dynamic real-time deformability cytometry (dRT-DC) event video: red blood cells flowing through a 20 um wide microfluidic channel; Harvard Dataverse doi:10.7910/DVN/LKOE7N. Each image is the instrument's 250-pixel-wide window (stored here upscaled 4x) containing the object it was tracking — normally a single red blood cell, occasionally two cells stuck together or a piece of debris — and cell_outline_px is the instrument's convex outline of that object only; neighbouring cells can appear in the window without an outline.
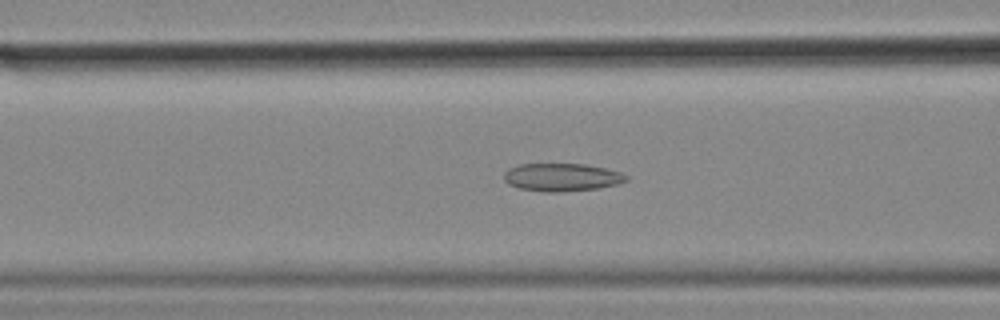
{"species": "common noctule bat (a hibernating species)", "species_latin": "Nyctalus noctula", "temperature_condition": "cold", "stored_images_in_passage": 55, "camera_frame_rate_fps": 3000, "um_per_image_px": 0.085, "animal": {"sex": "female", "body_mass_g": 18.4}, "frame": {"image": 1, "passage_image": 21, "time_ms": 6.667, "image_size_px": [1000, 320], "cell_outline_px": [[628, 180], [620, 184], [600, 188], [560, 192], [544, 192], [520, 188], [508, 184], [504, 180], [504, 172], [508, 168], [520, 164], [584, 164], [604, 168], [620, 172], [628, 176]], "centroid_in_image_um": [47.76, 15.07], "position_along_channel_um": 118.8, "area_um2": 20.0}}
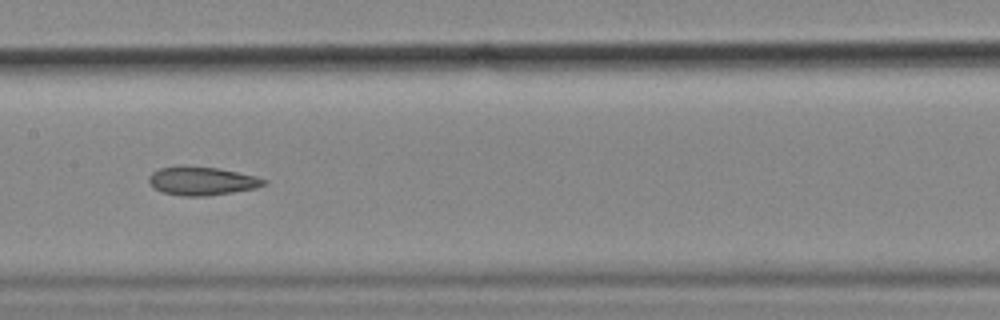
{"frame": {"image": 2, "passage_image": 27, "time_ms": 8.667, "image_size_px": [1000, 320], "cell_outline_px": [[268, 180], [264, 184], [256, 188], [232, 192], [204, 196], [184, 196], [160, 192], [152, 188], [148, 180], [148, 176], [152, 172], [160, 168], [180, 164], [216, 168], [256, 176]], "centroid_in_image_um": [17.08, 15.37], "position_along_channel_um": 190.3, "area_um2": 19.31}}
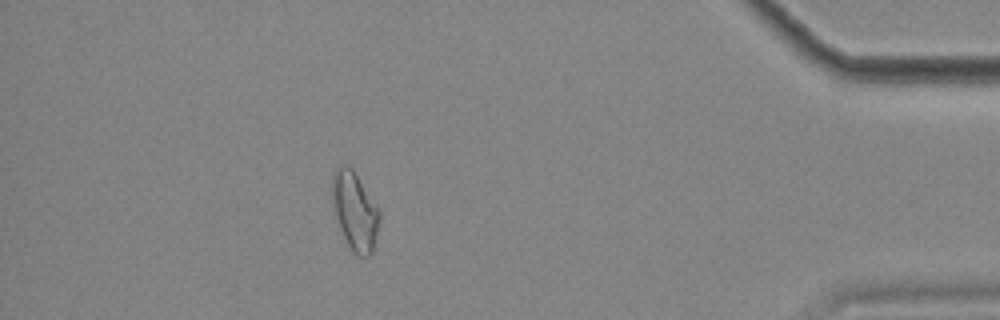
{"frame": {"image": 3, "passage_image": 49, "time_ms": 16.0, "image_size_px": [1000, 320], "cell_outline_px": [[380, 220], [372, 252], [368, 256], [356, 256], [352, 252], [340, 228], [332, 208], [332, 172], [340, 164], [344, 164], [352, 168], [380, 212]], "centroid_in_image_um": [30.13, 17.93], "position_along_channel_um": 405.1, "area_um2": 21.44}, "authors_computed_cell_mechanics": {"area_um2": 20.23, "velocity_mm_per_s": 3.5775, "shape_relaxation_time_tau1_ms": null, "shape_relaxation_time_tau2_ms": 4.8793, "deformation_change_tau1": null, "deformation_change_tau2": 0.1284}}